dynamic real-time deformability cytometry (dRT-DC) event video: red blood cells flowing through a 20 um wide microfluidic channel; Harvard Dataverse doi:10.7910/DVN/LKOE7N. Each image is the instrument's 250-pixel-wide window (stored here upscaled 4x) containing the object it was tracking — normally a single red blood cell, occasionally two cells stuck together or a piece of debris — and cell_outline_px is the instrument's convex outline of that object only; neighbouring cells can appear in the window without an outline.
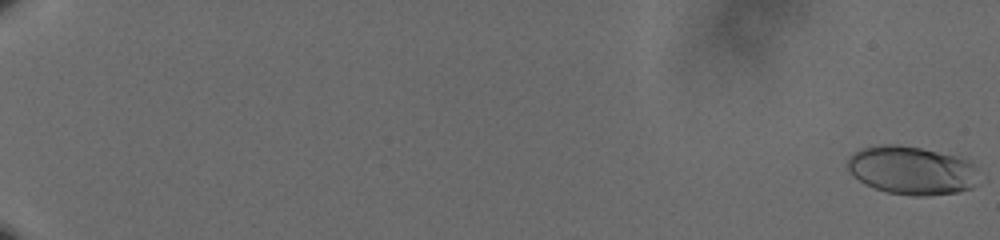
{"species": "human", "species_latin": "Homo sapiens", "temperature_condition": "cold", "stored_images_in_passage": 62, "camera_frame_rate_fps": 3000, "um_per_image_px": 0.085, "donor": {"sex": "male"}, "frame": {"image": 1, "passage_image": 1, "time_ms": 0.0, "image_size_px": [1000, 240], "cell_outline_px": [[972, 188], [960, 192], [928, 196], [912, 196], [888, 192], [872, 188], [864, 184], [848, 168], [848, 156], [860, 148], [884, 144], [892, 144], [920, 148], [968, 160], [972, 164]], "centroid_in_image_um": [77.39, 14.49], "position_along_channel_um": 7.6, "area_um2": 36.24}}
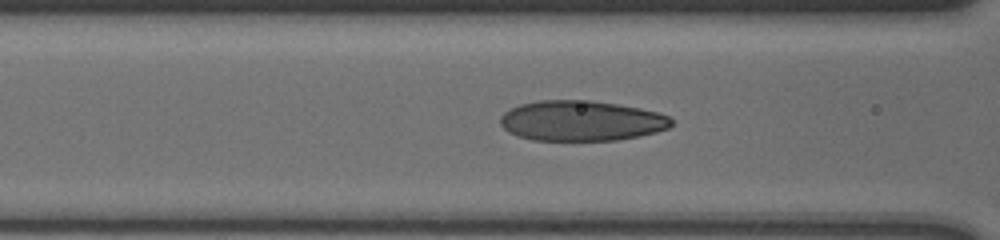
{"frame": {"image": 2, "passage_image": 30, "time_ms": 9.667, "image_size_px": [1000, 240], "cell_outline_px": [[672, 124], [668, 128], [656, 132], [640, 136], [616, 140], [532, 140], [516, 136], [508, 132], [500, 124], [500, 116], [504, 112], [520, 104], [540, 100], [588, 100], [616, 104], [640, 108], [656, 112], [668, 116], [672, 120]], "centroid_in_image_um": [49.38, 10.27], "position_along_channel_um": 117.2, "area_um2": 40.17}}
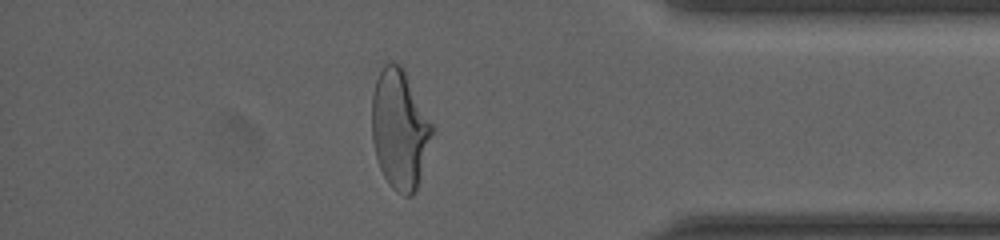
{"frame": {"image": 3, "passage_image": 55, "time_ms": 18.0, "image_size_px": [1000, 240], "cell_outline_px": [[436, 128], [416, 192], [412, 196], [404, 196], [396, 192], [388, 184], [380, 168], [376, 156], [372, 140], [372, 96], [376, 80], [384, 64], [392, 60], [400, 64], [404, 68]], "centroid_in_image_um": [34.01, 10.99], "position_along_channel_um": 401.2, "area_um2": 42.83}, "authors_computed_cell_mechanics": {"area_um2": 38.8994, "velocity_mm_per_s": 3.623, "shape_relaxation_time_tau1_ms": 3.7285, "shape_relaxation_time_tau2_ms": 0.8335, "deformation_change_tau1": 0.1756, "deformation_change_tau2": 0.074}}